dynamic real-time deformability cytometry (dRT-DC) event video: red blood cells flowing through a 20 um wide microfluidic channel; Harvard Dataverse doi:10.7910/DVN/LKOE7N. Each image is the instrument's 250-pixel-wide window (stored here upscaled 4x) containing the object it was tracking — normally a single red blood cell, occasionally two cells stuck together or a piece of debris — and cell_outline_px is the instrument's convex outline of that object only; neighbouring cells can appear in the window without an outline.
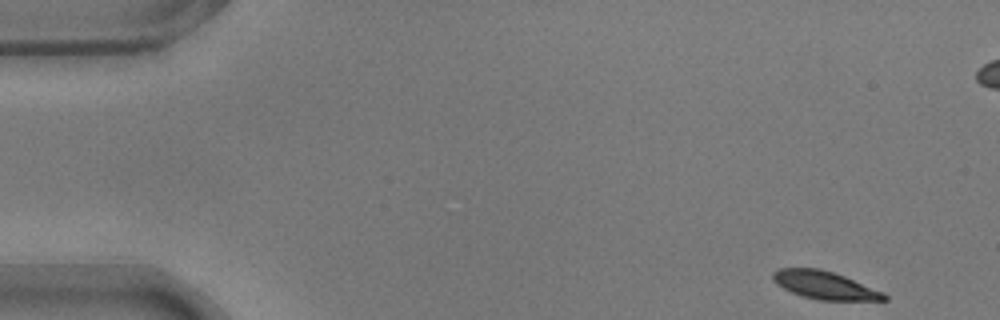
{"species": "common noctule bat (a hibernating species)", "species_latin": "Nyctalus noctula", "temperature_condition": "warm", "stored_images_in_passage": 18, "camera_frame_rate_fps": 3000, "um_per_image_px": 0.085, "animal": {"sex": "male", "body_mass_g": 17.9}, "frame": {"image": 1, "passage_image": 1, "time_ms": 0.0, "image_size_px": [1000, 320], "cell_outline_px": [[888, 300], [816, 300], [792, 292], [776, 284], [772, 280], [772, 272], [780, 268], [816, 268], [832, 272], [844, 276], [884, 292], [888, 296]], "centroid_in_image_um": [70.09, 24.24], "position_along_channel_um": 14.9, "area_um2": 17.98}}
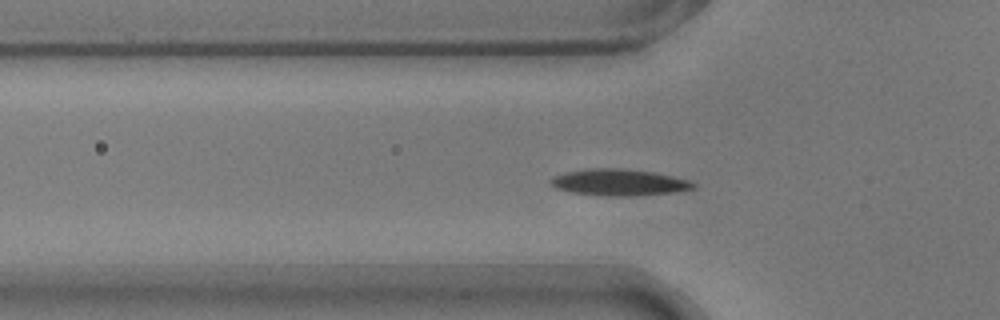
{"frame": {"image": 2, "passage_image": 15, "time_ms": 4.667, "image_size_px": [1000, 320], "cell_outline_px": [[696, 188], [676, 192], [636, 196], [608, 196], [572, 192], [556, 188], [548, 184], [548, 180], [552, 176], [564, 172], [588, 168], [620, 168], [652, 172], [672, 176], [688, 180], [696, 184]], "centroid_in_image_um": [52.58, 15.5], "position_along_channel_um": 73.2, "area_um2": 22.25}}